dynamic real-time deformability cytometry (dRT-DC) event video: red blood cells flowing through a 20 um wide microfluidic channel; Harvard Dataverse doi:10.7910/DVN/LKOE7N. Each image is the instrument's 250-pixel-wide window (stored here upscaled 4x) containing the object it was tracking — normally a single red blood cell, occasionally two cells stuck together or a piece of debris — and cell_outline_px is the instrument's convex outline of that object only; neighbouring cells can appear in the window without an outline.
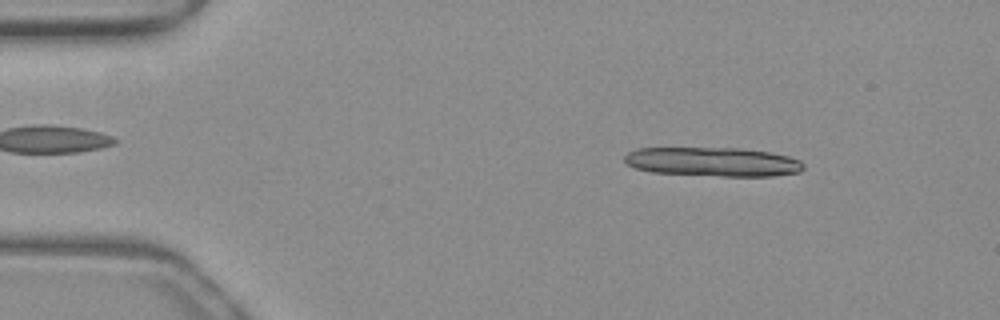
{"species": "common noctule bat (a hibernating species)", "species_latin": "Nyctalus noctula", "temperature_condition": "warm", "stored_images_in_passage": 14, "camera_frame_rate_fps": 3000, "um_per_image_px": 0.085, "animal": {"sex": "female", "body_mass_g": 19.3, "forearm_length_mm": 54.1}, "frame": {"image": 1, "passage_image": 7, "time_ms": 2.0, "image_size_px": [1000, 320], "cell_outline_px": [[804, 168], [800, 172], [772, 176], [720, 176], [652, 172], [636, 168], [628, 164], [624, 160], [624, 156], [628, 152], [636, 148], [740, 148], [768, 152], [788, 156], [800, 160], [804, 164]], "centroid_in_image_um": [60.61, 13.75], "position_along_channel_um": 24.4, "area_um2": 30.35}}